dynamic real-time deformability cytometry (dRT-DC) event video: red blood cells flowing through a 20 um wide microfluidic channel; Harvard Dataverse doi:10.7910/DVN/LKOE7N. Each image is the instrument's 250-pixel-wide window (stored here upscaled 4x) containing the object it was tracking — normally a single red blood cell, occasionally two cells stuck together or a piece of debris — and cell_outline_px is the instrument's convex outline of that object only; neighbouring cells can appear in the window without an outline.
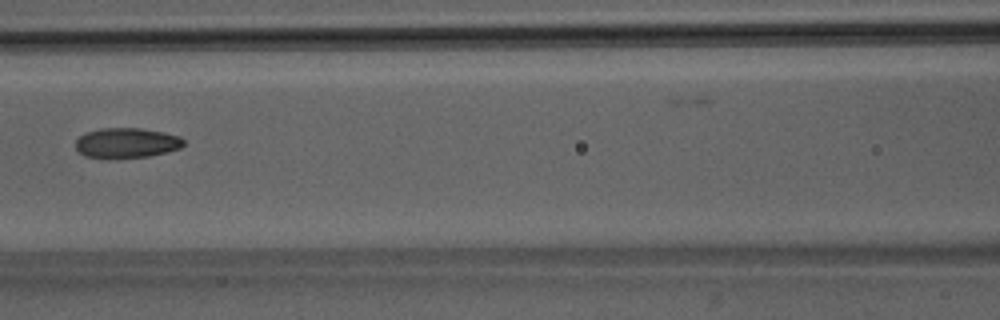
{"species": "Egyptian fruit bat (a non-hibernating species)", "species_latin": "Rousettus aegyptiacus", "temperature_condition": "room temperature", "stored_images_in_passage": 3, "camera_frame_rate_fps": 3000, "um_per_image_px": 0.085, "animal": {"sex": "male"}, "frame": {"image": 1, "passage_image": 3, "time_ms": 2.333, "image_size_px": [1000, 320], "cell_outline_px": [[184, 144], [180, 148], [168, 152], [148, 156], [116, 160], [84, 156], [76, 148], [76, 140], [84, 132], [104, 128], [140, 128], [164, 132], [180, 136], [184, 140]], "centroid_in_image_um": [10.75, 12.17], "position_along_channel_um": 155.8, "area_um2": 19.36}}